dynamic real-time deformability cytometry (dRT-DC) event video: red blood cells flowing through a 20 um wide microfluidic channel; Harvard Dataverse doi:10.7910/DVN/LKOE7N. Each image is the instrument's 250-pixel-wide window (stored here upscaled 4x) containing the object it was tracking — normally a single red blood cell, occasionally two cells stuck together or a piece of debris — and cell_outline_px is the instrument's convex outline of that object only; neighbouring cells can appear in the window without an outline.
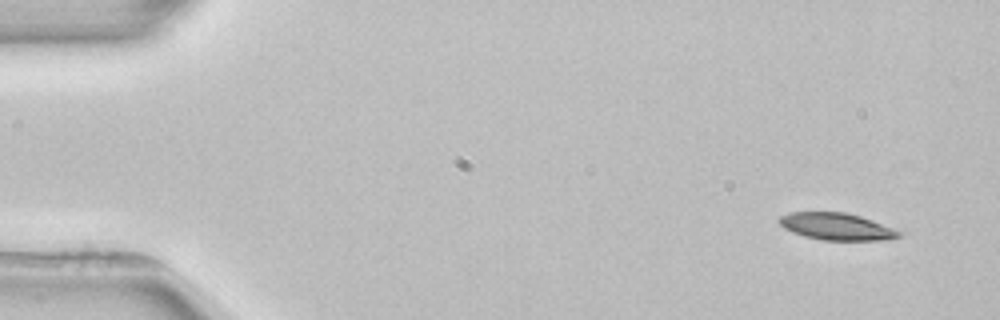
{"species": "common noctule bat (a hibernating species)", "species_latin": "Nyctalus noctula", "temperature_condition": "room temperature", "stored_images_in_passage": 4, "camera_frame_rate_fps": 3000, "um_per_image_px": 0.085, "animal": {"sex": "female", "body_mass_g": 22.7, "forearm_length_mm": 54.2}, "frame": {"image": 1, "passage_image": 1, "time_ms": 0.0, "image_size_px": [1000, 320], "cell_outline_px": [[900, 236], [888, 240], [820, 240], [804, 236], [792, 232], [784, 228], [776, 220], [780, 216], [788, 212], [844, 212], [860, 216], [872, 220], [892, 228], [900, 232]], "centroid_in_image_um": [71.05, 19.25], "position_along_channel_um": 14.0, "area_um2": 18.84}}